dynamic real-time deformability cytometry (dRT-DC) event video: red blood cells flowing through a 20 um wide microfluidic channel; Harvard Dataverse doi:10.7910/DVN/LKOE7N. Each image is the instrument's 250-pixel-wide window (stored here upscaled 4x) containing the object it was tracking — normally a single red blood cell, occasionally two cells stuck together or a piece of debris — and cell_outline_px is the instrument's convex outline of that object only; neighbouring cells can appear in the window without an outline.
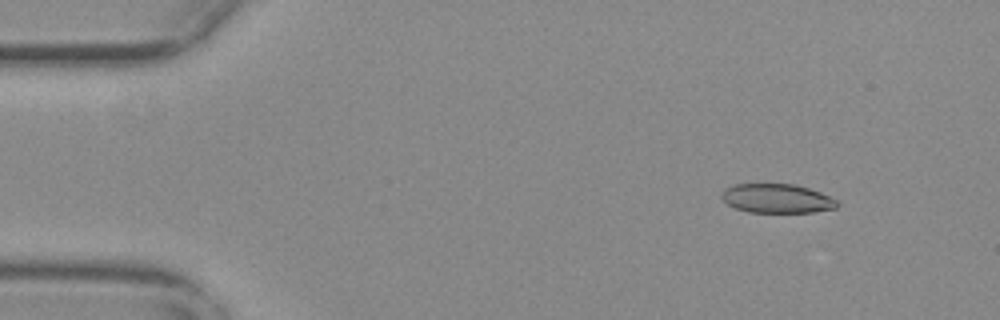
{"species": "common noctule bat (a hibernating species)", "species_latin": "Nyctalus noctula", "temperature_condition": "warm", "stored_images_in_passage": 50, "camera_frame_rate_fps": 3000, "um_per_image_px": 0.085, "animal": {"sex": "female", "body_mass_g": 29.2, "forearm_length_mm": 56.3}, "frame": {"image": 1, "passage_image": 1, "time_ms": 0.0, "image_size_px": [1000, 320], "cell_outline_px": [[840, 204], [836, 208], [812, 212], [748, 212], [736, 208], [728, 204], [720, 196], [720, 192], [724, 188], [732, 184], [796, 184], [820, 192], [836, 200]], "centroid_in_image_um": [66.01, 16.86], "position_along_channel_um": 19.0, "area_um2": 19.65}}
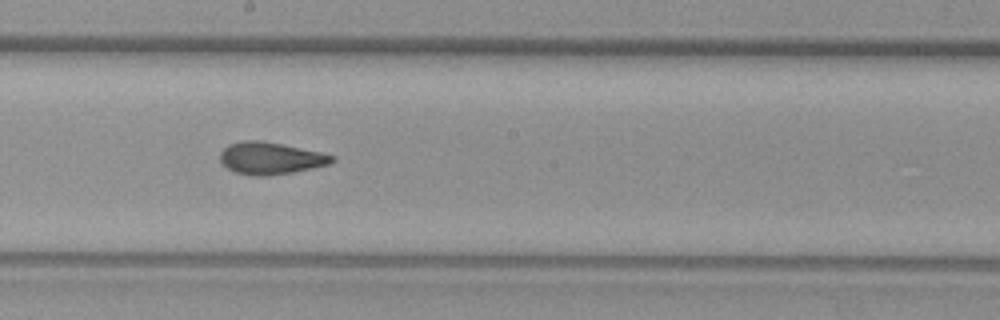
{"frame": {"image": 2, "passage_image": 25, "time_ms": 8.0, "image_size_px": [1000, 320], "cell_outline_px": [[336, 160], [328, 164], [312, 168], [292, 172], [268, 176], [252, 176], [236, 172], [228, 168], [220, 160], [220, 152], [228, 144], [244, 140], [260, 140], [320, 152], [336, 156]], "centroid_in_image_um": [22.99, 13.45], "position_along_channel_um": 225.2, "area_um2": 20.81}}
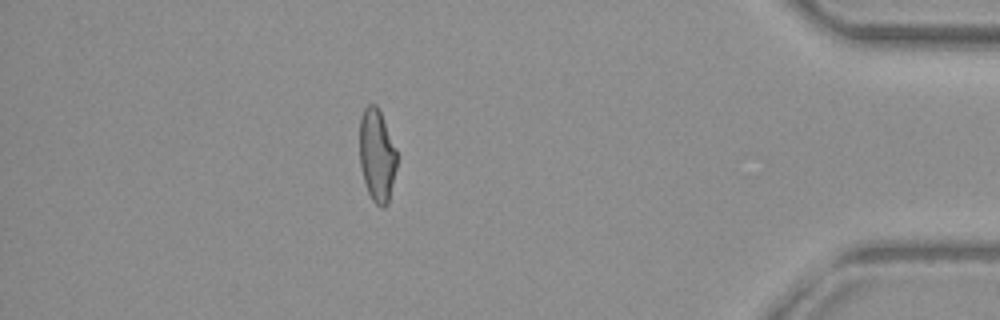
{"frame": {"image": 3, "passage_image": 43, "time_ms": 14.0, "image_size_px": [1000, 320], "cell_outline_px": [[396, 168], [388, 204], [384, 208], [380, 208], [372, 200], [368, 192], [364, 180], [360, 164], [360, 116], [364, 108], [368, 104], [376, 104], [380, 112], [396, 148]], "centroid_in_image_um": [32.03, 13.22], "position_along_channel_um": 403.2, "area_um2": 20.06}, "authors_computed_cell_mechanics": {"area_um2": 20.9236, "velocity_mm_per_s": 3.7619, "shape_relaxation_time_tau1_ms": null, "shape_relaxation_time_tau2_ms": 2.1568, "deformation_change_tau1": null, "deformation_change_tau2": 0.0905}}